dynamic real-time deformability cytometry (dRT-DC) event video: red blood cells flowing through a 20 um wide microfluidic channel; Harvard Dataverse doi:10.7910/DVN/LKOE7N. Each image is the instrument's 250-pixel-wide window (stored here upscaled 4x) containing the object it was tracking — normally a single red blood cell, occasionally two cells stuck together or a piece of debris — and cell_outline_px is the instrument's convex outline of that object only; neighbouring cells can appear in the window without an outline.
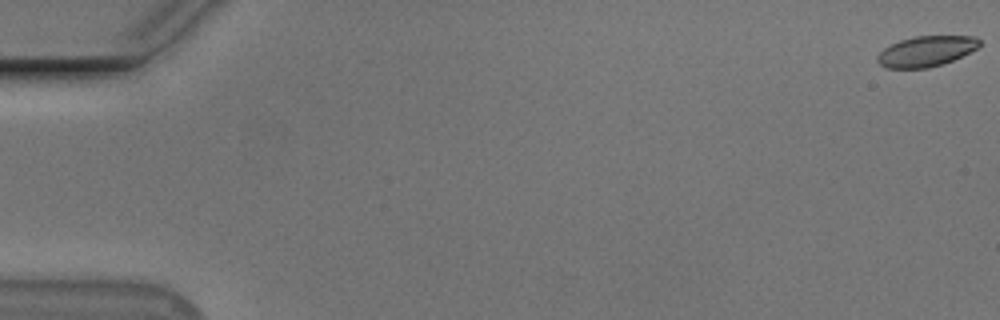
{"species": "Egyptian fruit bat (a non-hibernating species)", "species_latin": "Rousettus aegyptiacus", "temperature_condition": "cold", "stored_images_in_passage": 4, "camera_frame_rate_fps": 3000, "um_per_image_px": 0.085, "animal": {"sex": "male"}, "frame": {"image": 1, "passage_image": 1, "time_ms": 0.0, "image_size_px": [1000, 320], "cell_outline_px": [[980, 44], [976, 48], [952, 60], [928, 68], [884, 68], [876, 60], [876, 56], [884, 48], [900, 40], [916, 36], [976, 36], [980, 40]], "centroid_in_image_um": [78.68, 4.35], "position_along_channel_um": 6.3, "area_um2": 17.92}}